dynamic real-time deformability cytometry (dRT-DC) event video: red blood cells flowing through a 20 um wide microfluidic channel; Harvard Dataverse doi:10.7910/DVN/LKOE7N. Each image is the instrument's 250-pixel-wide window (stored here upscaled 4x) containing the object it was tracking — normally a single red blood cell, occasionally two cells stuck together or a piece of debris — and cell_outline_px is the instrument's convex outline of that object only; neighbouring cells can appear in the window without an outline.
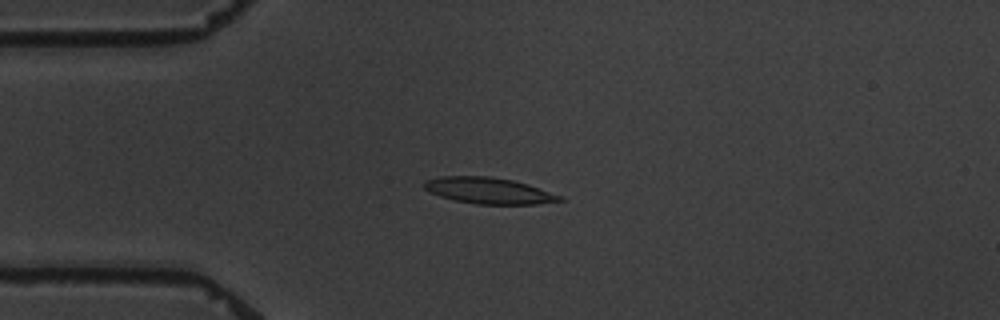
{"species": "common noctule bat (a hibernating species)", "species_latin": "Nyctalus noctula", "temperature_condition": "warm", "stored_images_in_passage": 8, "camera_frame_rate_fps": 3000, "um_per_image_px": 0.085, "animal": {"sex": "male", "body_mass_g": 19.5, "forearm_length_mm": 54.6}, "frame": {"image": 1, "passage_image": 4, "time_ms": 3.667, "image_size_px": [1000, 320], "cell_outline_px": [[564, 200], [536, 204], [476, 204], [456, 200], [440, 196], [424, 188], [424, 184], [428, 180], [440, 176], [488, 176], [512, 180], [528, 184], [564, 196]], "centroid_in_image_um": [41.6, 16.2], "position_along_channel_um": 43.4, "area_um2": 20.52}}
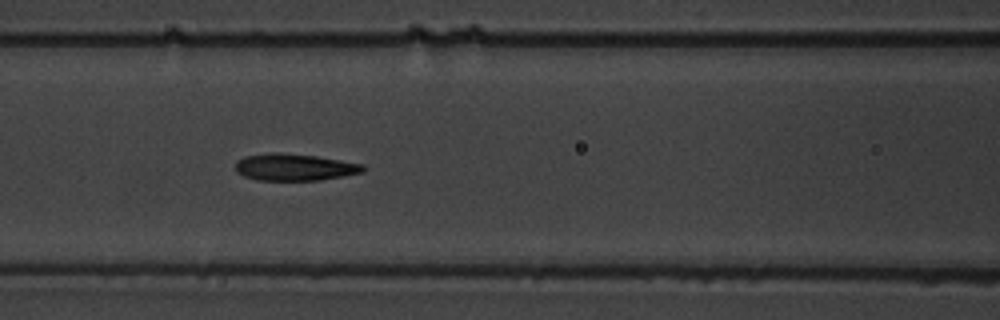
{"frame": {"image": 2, "passage_image": 7, "time_ms": 7.0, "image_size_px": [1000, 320], "cell_outline_px": [[368, 168], [364, 172], [344, 176], [320, 180], [256, 180], [244, 176], [236, 172], [236, 160], [244, 156], [272, 152], [280, 152], [316, 156], [364, 164]], "centroid_in_image_um": [25.05, 14.21], "position_along_channel_um": 141.5, "area_um2": 20.23}}
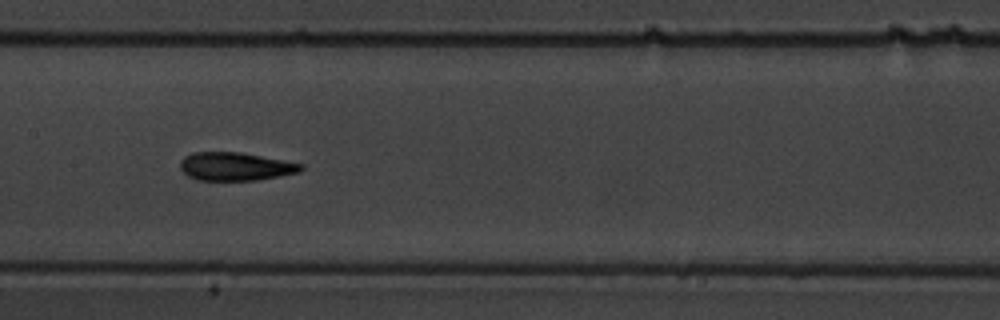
{"frame": {"image": 3, "passage_image": 8, "time_ms": 8.333, "image_size_px": [1000, 320], "cell_outline_px": [[304, 168], [300, 172], [280, 176], [256, 180], [196, 180], [188, 176], [180, 168], [180, 160], [184, 156], [192, 152], [240, 152], [304, 164]], "centroid_in_image_um": [20.0, 14.15], "position_along_channel_um": 187.4, "area_um2": 19.94}}